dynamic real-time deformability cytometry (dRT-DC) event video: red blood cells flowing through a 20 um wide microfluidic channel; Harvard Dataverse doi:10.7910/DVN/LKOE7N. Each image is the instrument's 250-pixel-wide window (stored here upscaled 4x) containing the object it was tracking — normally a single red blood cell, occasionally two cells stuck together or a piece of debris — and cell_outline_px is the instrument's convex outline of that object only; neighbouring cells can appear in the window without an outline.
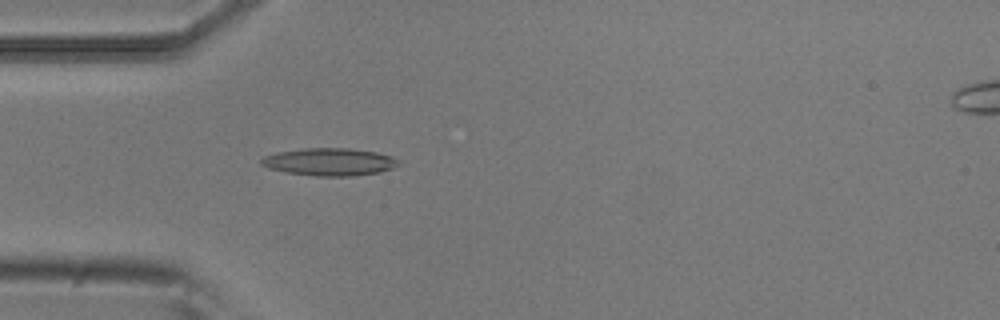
{"species": "common noctule bat (a hibernating species)", "species_latin": "Nyctalus noctula", "temperature_condition": "room temperature", "stored_images_in_passage": 4, "camera_frame_rate_fps": 3000, "um_per_image_px": 0.085, "animal": {"sex": "male", "body_mass_g": 20.5, "forearm_length_mm": 52.5}, "frame": {"image": 1, "passage_image": 4, "time_ms": 1.0, "image_size_px": [1000, 320], "cell_outline_px": [[400, 160], [392, 168], [380, 172], [352, 176], [316, 176], [288, 172], [268, 168], [260, 164], [260, 160], [264, 156], [276, 152], [304, 148], [348, 148], [376, 152], [392, 156]], "centroid_in_image_um": [27.99, 13.75], "position_along_channel_um": 57.0, "area_um2": 21.96}}